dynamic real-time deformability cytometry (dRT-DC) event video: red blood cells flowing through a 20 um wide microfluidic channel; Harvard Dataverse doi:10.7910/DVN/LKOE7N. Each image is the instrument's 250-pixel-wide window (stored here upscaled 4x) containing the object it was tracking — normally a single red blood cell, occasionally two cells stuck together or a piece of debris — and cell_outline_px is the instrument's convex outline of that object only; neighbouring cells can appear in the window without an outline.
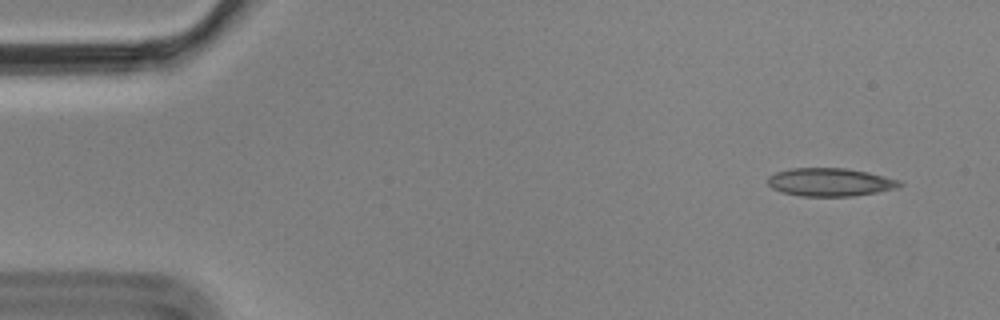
{"species": "Egyptian fruit bat (a non-hibernating species)", "species_latin": "Rousettus aegyptiacus", "temperature_condition": "cold", "stored_images_in_passage": 5, "camera_frame_rate_fps": 3000, "um_per_image_px": 0.085, "animal": {"sex": "male"}, "frame": {"image": 1, "passage_image": 1, "time_ms": 0.0, "image_size_px": [1000, 320], "cell_outline_px": [[904, 184], [896, 188], [876, 192], [852, 196], [800, 196], [780, 192], [772, 188], [768, 184], [768, 176], [776, 172], [788, 168], [844, 168], [868, 172], [900, 180]], "centroid_in_image_um": [70.53, 15.48], "position_along_channel_um": 14.5, "area_um2": 21.68}}
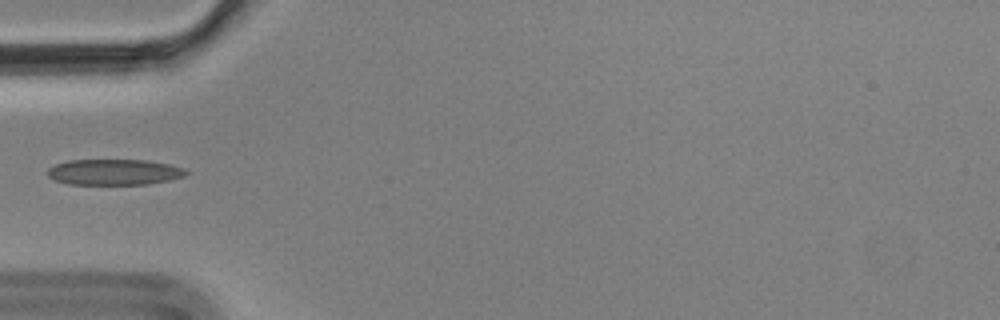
{"frame": {"image": 2, "passage_image": 5, "time_ms": 1.333, "image_size_px": [1000, 320], "cell_outline_px": [[192, 172], [184, 176], [168, 180], [148, 184], [68, 184], [56, 180], [48, 176], [48, 168], [56, 164], [68, 160], [148, 160], [168, 164], [184, 168]], "centroid_in_image_um": [9.74, 14.62], "position_along_channel_um": 75.3, "area_um2": 20.81}}